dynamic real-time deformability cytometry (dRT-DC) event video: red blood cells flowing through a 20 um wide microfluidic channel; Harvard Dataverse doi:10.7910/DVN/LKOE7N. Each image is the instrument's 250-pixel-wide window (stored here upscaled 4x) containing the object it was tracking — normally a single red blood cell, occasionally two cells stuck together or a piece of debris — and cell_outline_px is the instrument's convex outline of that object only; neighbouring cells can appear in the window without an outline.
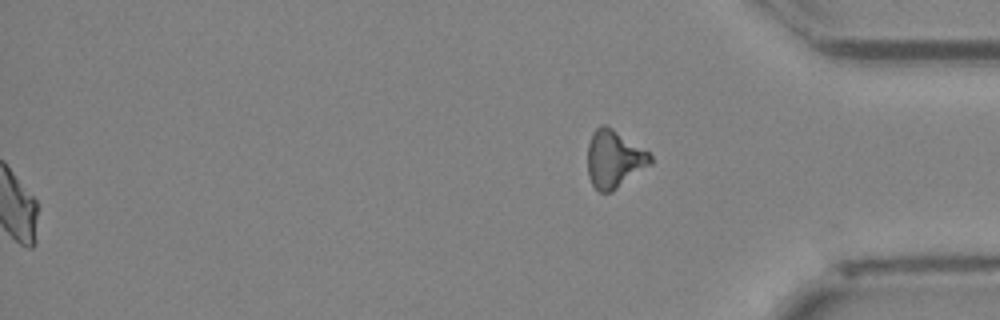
{"species": "Egyptian fruit bat (a non-hibernating species)", "species_latin": "Rousettus aegyptiacus", "temperature_condition": "cold", "stored_images_in_passage": 50, "segment_of_instrument_passage": [2, 2], "camera_frame_rate_fps": 3000, "um_per_image_px": 0.085, "animal": {"sex": "female"}, "frame": {"image": 1, "passage_image": 50, "time_ms": 16.333, "image_size_px": [1000, 320], "cell_outline_px": [[652, 164], [612, 192], [600, 192], [592, 184], [588, 176], [588, 144], [592, 132], [600, 124], [604, 124], [612, 128], [648, 152], [652, 156]], "centroid_in_image_um": [52.19, 13.52], "position_along_channel_um": 383.0, "area_um2": 21.04}}